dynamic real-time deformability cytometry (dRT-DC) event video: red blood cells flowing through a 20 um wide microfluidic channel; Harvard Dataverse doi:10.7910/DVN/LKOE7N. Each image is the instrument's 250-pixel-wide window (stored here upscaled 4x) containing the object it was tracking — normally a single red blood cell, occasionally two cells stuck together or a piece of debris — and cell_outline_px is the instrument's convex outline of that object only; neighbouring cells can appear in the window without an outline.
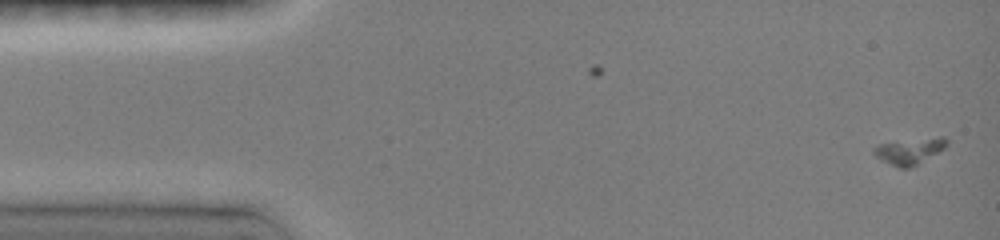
{"species": "common noctule bat (a hibernating species)", "species_latin": "Nyctalus noctula", "temperature_condition": "room temperature", "stored_images_in_passage": 67, "camera_frame_rate_fps": 3000, "um_per_image_px": 0.085, "animal": {"sex": "female", "body_mass_g": 19.0, "forearm_length_mm": 51.5}, "frame": {"image": 1, "passage_image": 1, "time_ms": 0.0, "image_size_px": [1000, 240], "cell_outline_px": [[948, 144], [944, 148], [916, 164], [908, 168], [900, 168], [876, 156], [872, 152], [880, 144], [940, 136], [944, 136], [948, 140]], "centroid_in_image_um": [77.36, 12.82], "position_along_channel_um": 7.6, "area_um2": 10.46}}
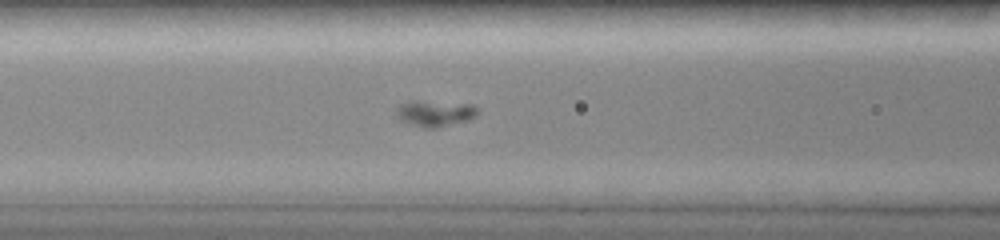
{"frame": {"image": 2, "passage_image": 19, "time_ms": 6.0, "image_size_px": [1000, 240], "cell_outline_px": [[476, 116], [468, 120], [436, 128], [424, 128], [400, 120], [396, 112], [400, 104], [472, 104], [476, 108]], "centroid_in_image_um": [37.02, 9.71], "position_along_channel_um": 129.6, "area_um2": 11.16}}